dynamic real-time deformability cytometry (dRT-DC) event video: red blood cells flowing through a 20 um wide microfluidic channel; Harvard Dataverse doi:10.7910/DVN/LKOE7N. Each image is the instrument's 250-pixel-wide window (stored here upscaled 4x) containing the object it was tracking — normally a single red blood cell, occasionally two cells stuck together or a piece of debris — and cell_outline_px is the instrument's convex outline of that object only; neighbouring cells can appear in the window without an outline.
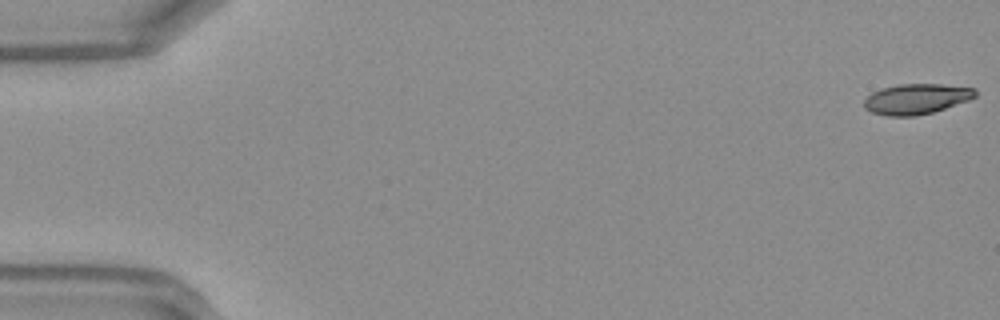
{"species": "Egyptian fruit bat (a non-hibernating species)", "species_latin": "Rousettus aegyptiacus", "temperature_condition": "warm", "stored_images_in_passage": 48, "camera_frame_rate_fps": 3000, "um_per_image_px": 0.085, "frame": {"image": 1, "passage_image": 1, "time_ms": 0.0, "image_size_px": [1000, 320], "cell_outline_px": [[976, 96], [944, 108], [932, 112], [908, 116], [896, 116], [876, 112], [868, 108], [864, 104], [868, 96], [884, 88], [908, 84], [932, 84], [972, 88], [976, 92]], "centroid_in_image_um": [77.92, 8.4], "position_along_channel_um": 7.1, "area_um2": 18.38}}
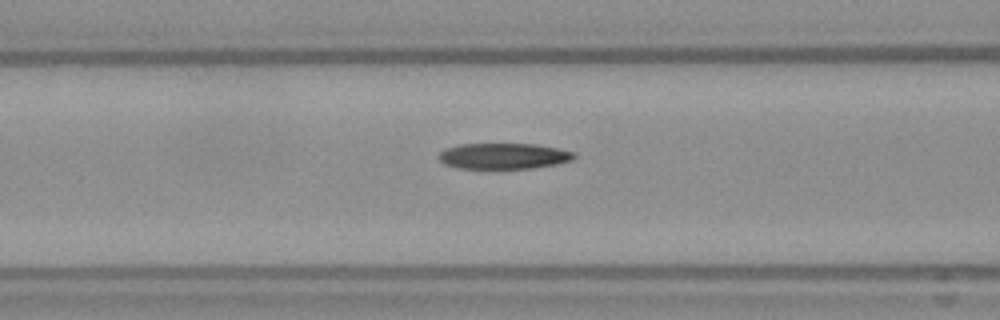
{"frame": {"image": 2, "passage_image": 20, "time_ms": 6.333, "image_size_px": [1000, 320], "cell_outline_px": [[572, 156], [568, 160], [552, 164], [524, 168], [464, 168], [448, 164], [440, 156], [440, 152], [452, 148], [468, 144], [528, 144], [552, 148], [572, 152]], "centroid_in_image_um": [42.78, 13.26], "position_along_channel_um": 123.8, "area_um2": 18.84}}
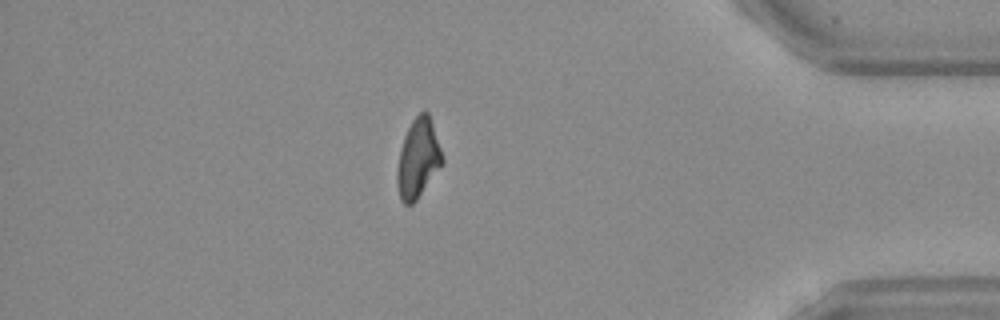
{"frame": {"image": 3, "passage_image": 42, "time_ms": 13.667, "image_size_px": [1000, 320], "cell_outline_px": [[440, 164], [412, 204], [404, 204], [400, 196], [400, 152], [408, 128], [416, 116], [420, 112], [428, 112], [440, 148]], "centroid_in_image_um": [35.55, 13.39], "position_along_channel_um": 399.7, "area_um2": 18.61}, "authors_computed_cell_mechanics": {"area_um2": 18.9873, "velocity_mm_per_s": 4.2539, "shape_relaxation_time_tau1_ms": null, "shape_relaxation_time_tau2_ms": 10.4562, "deformation_change_tau1": null, "deformation_change_tau2": 0.2284}}